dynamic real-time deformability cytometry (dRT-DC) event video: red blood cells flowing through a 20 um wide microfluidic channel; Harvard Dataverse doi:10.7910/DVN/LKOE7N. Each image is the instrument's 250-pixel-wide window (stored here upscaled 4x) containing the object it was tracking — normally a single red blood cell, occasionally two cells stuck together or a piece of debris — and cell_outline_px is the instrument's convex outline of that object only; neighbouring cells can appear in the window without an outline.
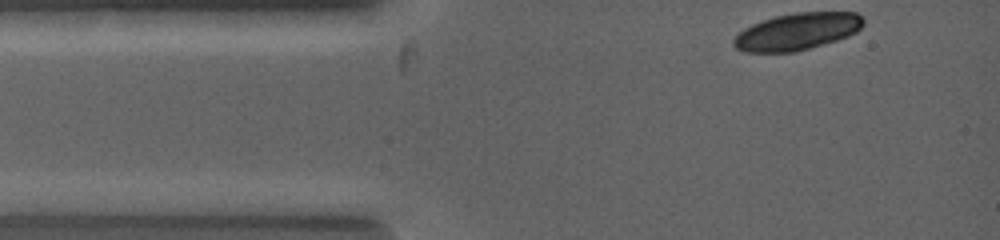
{"species": "common noctule bat (a hibernating species)", "species_latin": "Nyctalus noctula", "temperature_condition": "warm", "stored_images_in_passage": 3, "camera_frame_rate_fps": 5000, "um_per_image_px": 0.085, "animal": {"sex": "female", "body_mass_g": 19.0, "forearm_length_mm": 53.3}, "frame": {"image": 1, "passage_image": 1, "time_ms": 0.0, "image_size_px": [1000, 240], "cell_outline_px": [[864, 24], [856, 32], [848, 36], [836, 40], [808, 48], [792, 52], [744, 52], [736, 48], [732, 44], [732, 40], [744, 28], [752, 24], [776, 16], [796, 12], [856, 12], [864, 20]], "centroid_in_image_um": [67.75, 2.68], "position_along_channel_um": 17.3, "area_um2": 27.74}}